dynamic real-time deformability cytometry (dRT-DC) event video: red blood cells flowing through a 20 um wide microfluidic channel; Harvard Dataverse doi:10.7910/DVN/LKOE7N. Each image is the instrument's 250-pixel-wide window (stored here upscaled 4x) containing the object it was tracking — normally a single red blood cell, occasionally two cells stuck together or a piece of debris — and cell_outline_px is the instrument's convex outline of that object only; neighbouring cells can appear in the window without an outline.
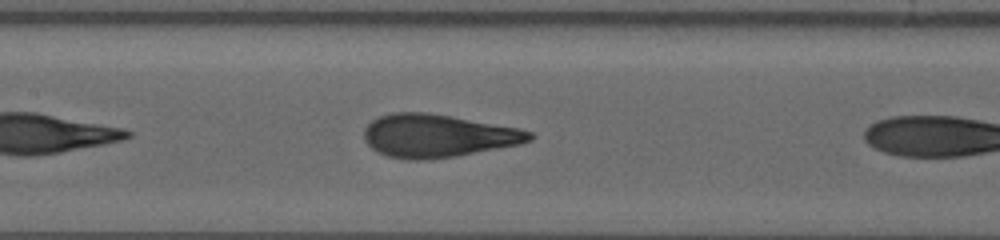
{"species": "human", "species_latin": "Homo sapiens", "temperature_condition": "warm", "stored_images_in_passage": 17, "camera_frame_rate_fps": 3000, "um_per_image_px": 0.085, "donor": {"sex": "female"}, "frame": {"image": 1, "passage_image": 12, "time_ms": 3.667, "image_size_px": [1000, 240], "cell_outline_px": [[536, 136], [532, 140], [520, 144], [456, 156], [424, 160], [404, 160], [388, 156], [376, 152], [364, 140], [364, 128], [372, 120], [380, 116], [392, 112], [424, 112], [520, 128], [532, 132]], "centroid_in_image_um": [37.19, 11.55], "position_along_channel_um": 170.2, "area_um2": 41.44}}